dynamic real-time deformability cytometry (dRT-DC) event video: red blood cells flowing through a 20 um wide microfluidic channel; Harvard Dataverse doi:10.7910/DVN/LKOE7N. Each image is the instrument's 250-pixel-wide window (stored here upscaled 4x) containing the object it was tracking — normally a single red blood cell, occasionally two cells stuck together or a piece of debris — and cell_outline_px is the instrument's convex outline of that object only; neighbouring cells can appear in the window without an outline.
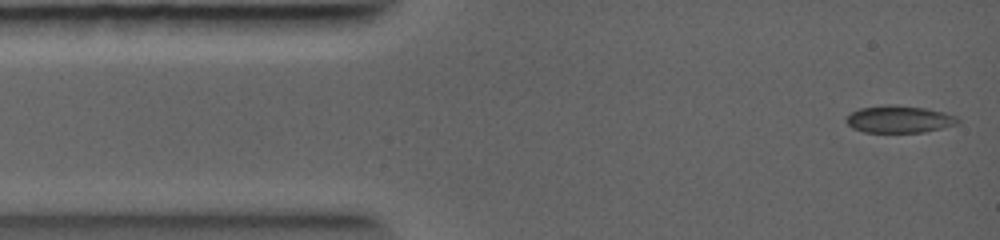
{"species": "common noctule bat (a hibernating species)", "species_latin": "Nyctalus noctula", "temperature_condition": "warm", "stored_images_in_passage": 37, "camera_frame_rate_fps": 5000, "um_per_image_px": 0.085, "animal": {"sex": "female", "body_mass_g": 19.0, "forearm_length_mm": 56.7}, "frame": {"image": 1, "passage_image": 1, "time_ms": 0.0, "image_size_px": [1000, 240], "cell_outline_px": [[960, 120], [956, 124], [924, 132], [864, 132], [852, 128], [844, 120], [852, 112], [860, 108], [888, 104], [892, 104], [928, 108], [944, 112], [956, 116]], "centroid_in_image_um": [76.42, 10.12], "position_along_channel_um": 8.6, "area_um2": 17.69}}
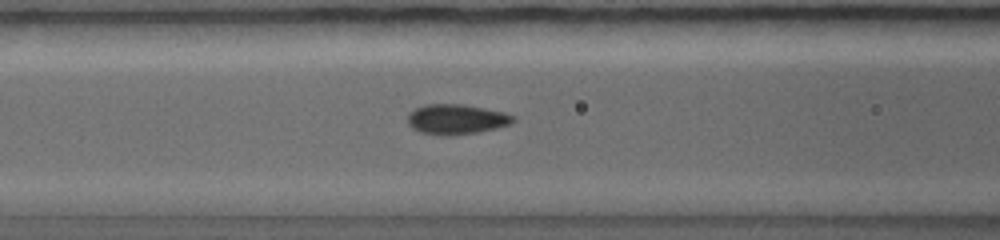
{"frame": {"image": 2, "passage_image": 11, "time_ms": 3.0, "image_size_px": [1000, 240], "cell_outline_px": [[516, 120], [512, 124], [496, 128], [476, 132], [448, 136], [420, 132], [412, 128], [408, 124], [408, 112], [424, 104], [464, 104], [504, 112], [516, 116]], "centroid_in_image_um": [38.8, 10.13], "position_along_channel_um": 127.8, "area_um2": 18.61}}
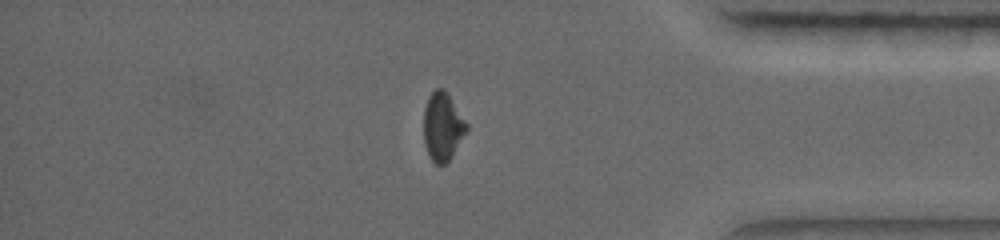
{"frame": {"image": 3, "passage_image": 30, "time_ms": 7.6, "image_size_px": [1000, 240], "cell_outline_px": [[468, 132], [448, 160], [444, 164], [436, 164], [428, 156], [424, 144], [424, 108], [428, 96], [436, 88], [444, 88], [468, 124]], "centroid_in_image_um": [37.62, 10.75], "position_along_channel_um": 397.6, "area_um2": 17.11}}